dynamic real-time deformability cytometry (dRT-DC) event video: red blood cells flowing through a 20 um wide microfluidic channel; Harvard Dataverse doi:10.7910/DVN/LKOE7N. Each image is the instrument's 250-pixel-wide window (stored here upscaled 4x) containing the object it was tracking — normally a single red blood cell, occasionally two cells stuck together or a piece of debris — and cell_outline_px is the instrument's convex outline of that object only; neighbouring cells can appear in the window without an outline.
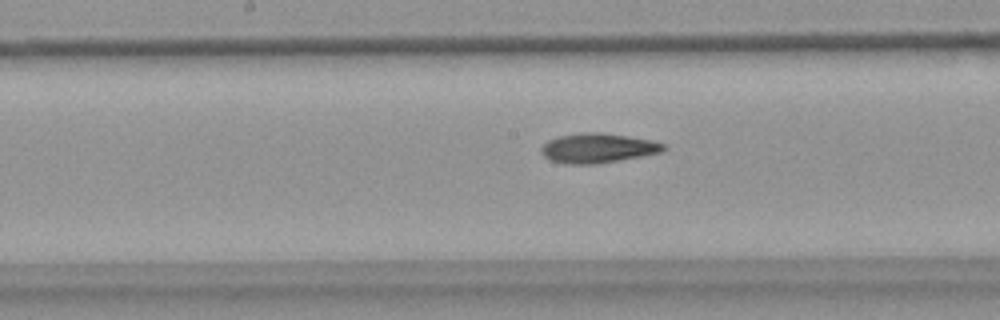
{"species": "common noctule bat (a hibernating species)", "species_latin": "Nyctalus noctula", "temperature_condition": "warm", "stored_images_in_passage": 13, "camera_frame_rate_fps": 3000, "um_per_image_px": 0.085, "animal": {"sex": "female", "body_mass_g": 18.4}, "frame": {"image": 1, "passage_image": 8, "time_ms": 2.333, "image_size_px": [1000, 320], "cell_outline_px": [[668, 148], [660, 152], [620, 160], [596, 164], [564, 164], [552, 160], [544, 156], [540, 152], [540, 148], [548, 140], [556, 136], [580, 132], [604, 132], [652, 140], [664, 144]], "centroid_in_image_um": [50.78, 12.57], "position_along_channel_um": 197.4, "area_um2": 21.27}}